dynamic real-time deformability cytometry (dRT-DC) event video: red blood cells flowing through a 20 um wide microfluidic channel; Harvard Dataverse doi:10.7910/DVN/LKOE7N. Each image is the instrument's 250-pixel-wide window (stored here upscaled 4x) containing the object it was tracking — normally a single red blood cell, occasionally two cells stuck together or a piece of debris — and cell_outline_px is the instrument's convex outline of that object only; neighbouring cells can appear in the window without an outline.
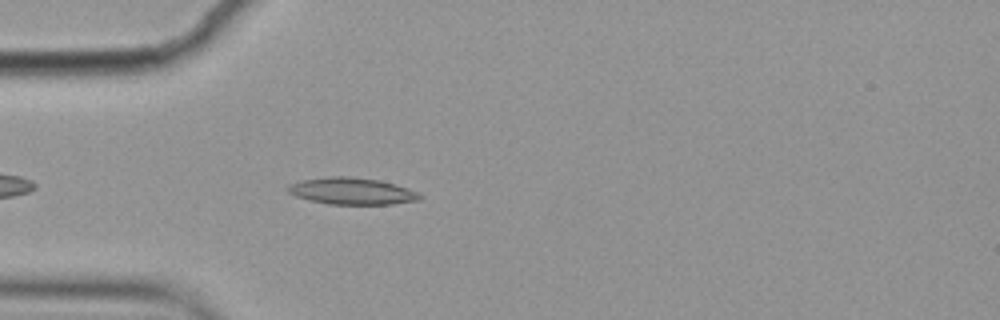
{"species": "common noctule bat (a hibernating species)", "species_latin": "Nyctalus noctula", "temperature_condition": "cold", "stored_images_in_passage": 5, "camera_frame_rate_fps": 3000, "um_per_image_px": 0.085, "animal": {"sex": "female", "body_mass_g": 19.9}, "frame": {"image": 1, "passage_image": 5, "time_ms": 1.333, "image_size_px": [1000, 320], "cell_outline_px": [[424, 196], [420, 200], [392, 204], [328, 204], [308, 200], [296, 196], [288, 192], [288, 184], [304, 180], [328, 176], [348, 176], [380, 180], [396, 184], [420, 192]], "centroid_in_image_um": [29.96, 16.24], "position_along_channel_um": 55.0, "area_um2": 20.75}}